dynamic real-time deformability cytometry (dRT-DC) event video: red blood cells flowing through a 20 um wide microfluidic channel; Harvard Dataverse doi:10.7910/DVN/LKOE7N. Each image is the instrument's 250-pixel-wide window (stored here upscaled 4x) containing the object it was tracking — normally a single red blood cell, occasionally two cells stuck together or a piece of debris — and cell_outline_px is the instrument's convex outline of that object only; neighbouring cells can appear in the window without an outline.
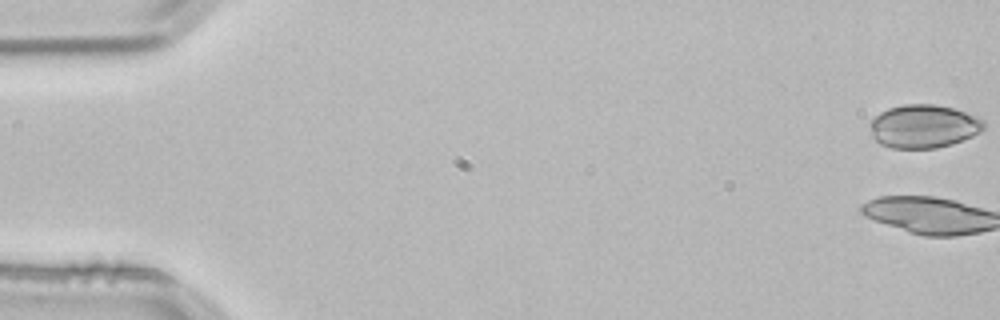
{"species": "common noctule bat (a hibernating species)", "species_latin": "Nyctalus noctula", "temperature_condition": "room temperature", "stored_images_in_passage": 3, "camera_frame_rate_fps": 3000, "um_per_image_px": 0.085, "animal": {"sex": "male", "body_mass_g": 21.5, "forearm_length_mm": 52.0}, "frame": {"image": 1, "passage_image": 1, "time_ms": 0.0, "image_size_px": [1000, 320], "cell_outline_px": [[984, 128], [980, 132], [972, 136], [952, 144], [936, 148], [892, 148], [880, 144], [872, 136], [868, 124], [880, 112], [888, 108], [904, 104], [936, 104], [952, 108], [964, 112], [984, 120]], "centroid_in_image_um": [78.48, 10.74], "position_along_channel_um": 6.5, "area_um2": 28.73}}